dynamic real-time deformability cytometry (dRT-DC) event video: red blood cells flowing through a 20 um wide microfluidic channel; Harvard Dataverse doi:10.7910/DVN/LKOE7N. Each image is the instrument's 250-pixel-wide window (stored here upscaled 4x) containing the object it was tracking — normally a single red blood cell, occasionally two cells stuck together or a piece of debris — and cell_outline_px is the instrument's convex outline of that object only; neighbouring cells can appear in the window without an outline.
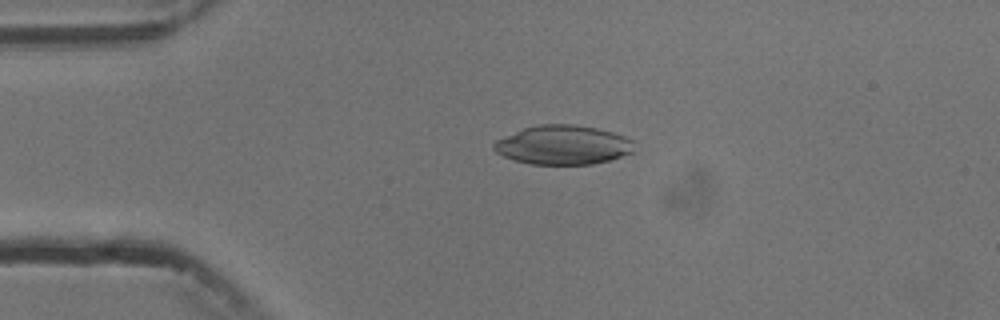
{"species": "common noctule bat (a hibernating species)", "species_latin": "Nyctalus noctula", "temperature_condition": "cold", "stored_images_in_passage": 5, "camera_frame_rate_fps": 3000, "um_per_image_px": 0.085, "animal": {"sex": "male", "body_mass_g": 13.3}, "frame": {"image": 1, "passage_image": 4, "time_ms": 3.667, "image_size_px": [1000, 320], "cell_outline_px": [[636, 152], [608, 160], [592, 164], [532, 164], [516, 160], [504, 156], [496, 152], [492, 148], [492, 144], [496, 140], [524, 128], [540, 124], [572, 124], [596, 128], [612, 132], [624, 136], [632, 140]], "centroid_in_image_um": [47.88, 12.32], "position_along_channel_um": 37.1, "area_um2": 31.91}}